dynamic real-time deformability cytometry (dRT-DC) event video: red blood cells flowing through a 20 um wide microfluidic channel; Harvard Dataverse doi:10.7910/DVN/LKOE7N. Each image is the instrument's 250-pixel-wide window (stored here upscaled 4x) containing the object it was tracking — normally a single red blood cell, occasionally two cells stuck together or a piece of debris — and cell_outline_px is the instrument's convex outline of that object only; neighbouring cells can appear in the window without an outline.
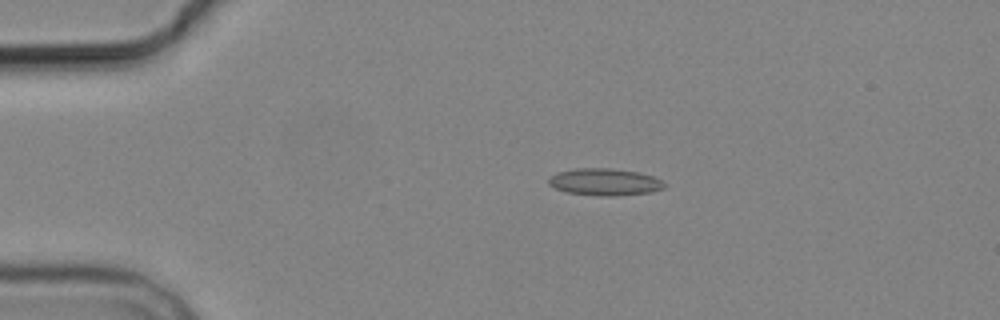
{"species": "common noctule bat (a hibernating species)", "species_latin": "Nyctalus noctula", "temperature_condition": "cold", "stored_images_in_passage": 5, "camera_frame_rate_fps": 3000, "um_per_image_px": 0.085, "animal": {"sex": "male", "body_mass_g": 19.2, "forearm_length_mm": 51.8}, "frame": {"image": 1, "passage_image": 3, "time_ms": 3.0, "image_size_px": [1000, 320], "cell_outline_px": [[668, 184], [664, 188], [652, 192], [612, 196], [600, 196], [568, 192], [556, 188], [548, 184], [548, 176], [556, 172], [576, 168], [612, 168], [640, 172], [664, 180]], "centroid_in_image_um": [51.43, 15.45], "position_along_channel_um": 33.6, "area_um2": 18.5}}
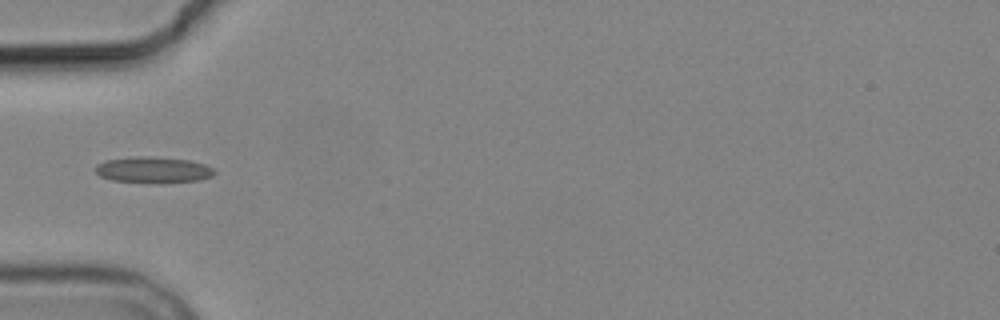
{"frame": {"image": 2, "passage_image": 5, "time_ms": 5.333, "image_size_px": [1000, 320], "cell_outline_px": [[216, 172], [212, 176], [200, 180], [164, 184], [112, 180], [100, 176], [96, 172], [96, 164], [104, 160], [132, 156], [152, 156], [192, 160], [204, 164], [212, 168]], "centroid_in_image_um": [13.04, 14.44], "position_along_channel_um": 72.0, "area_um2": 18.55}}